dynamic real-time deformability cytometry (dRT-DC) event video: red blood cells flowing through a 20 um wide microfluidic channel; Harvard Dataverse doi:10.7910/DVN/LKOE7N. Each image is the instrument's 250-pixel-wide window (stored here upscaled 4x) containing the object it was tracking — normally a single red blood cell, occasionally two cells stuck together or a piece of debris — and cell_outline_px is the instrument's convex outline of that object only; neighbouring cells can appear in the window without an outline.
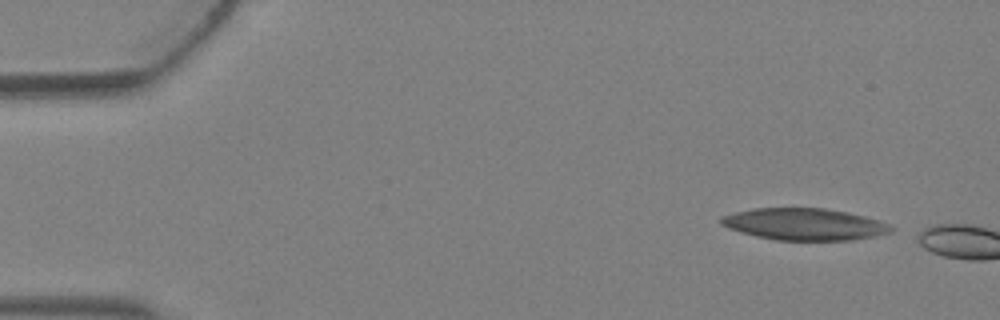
{"species": "Egyptian fruit bat (a non-hibernating species)", "species_latin": "Rousettus aegyptiacus", "temperature_condition": "warm", "stored_images_in_passage": 2, "camera_frame_rate_fps": 3000, "um_per_image_px": 0.085, "animal": {"sex": "female"}, "frame": {"image": 1, "passage_image": 1, "time_ms": 0.0, "image_size_px": [1000, 320], "cell_outline_px": [[896, 228], [892, 232], [876, 236], [852, 240], [776, 240], [756, 236], [740, 232], [728, 228], [720, 224], [720, 216], [752, 208], [824, 208], [848, 212], [880, 220]], "centroid_in_image_um": [68.39, 19.06], "position_along_channel_um": 16.6, "area_um2": 31.73}}